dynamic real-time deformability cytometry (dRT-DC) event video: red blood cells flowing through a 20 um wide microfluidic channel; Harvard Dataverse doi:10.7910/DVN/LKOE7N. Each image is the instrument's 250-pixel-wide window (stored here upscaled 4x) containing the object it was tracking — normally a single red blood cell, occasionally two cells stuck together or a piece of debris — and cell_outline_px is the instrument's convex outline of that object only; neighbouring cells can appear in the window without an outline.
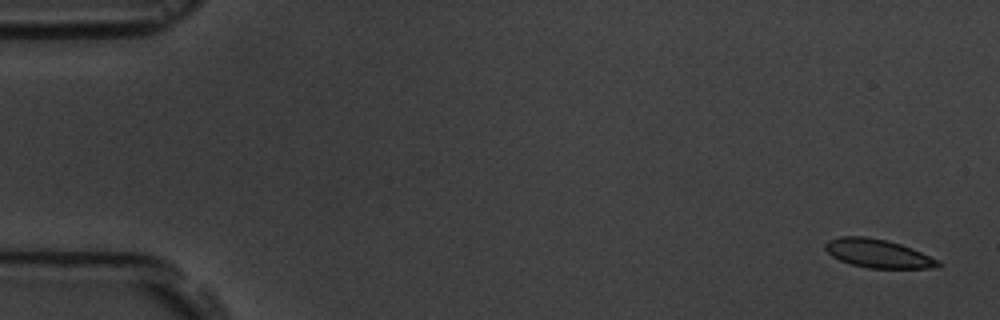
{"species": "common noctule bat (a hibernating species)", "species_latin": "Nyctalus noctula", "temperature_condition": "room temperature", "stored_images_in_passage": 8, "camera_frame_rate_fps": 3000, "um_per_image_px": 0.085, "animal": {"sex": "male", "body_mass_g": 19.5, "forearm_length_mm": 54.6}, "frame": {"image": 1, "passage_image": 1, "time_ms": 0.0, "image_size_px": [1000, 320], "cell_outline_px": [[940, 264], [936, 268], [868, 268], [852, 264], [840, 260], [832, 256], [824, 248], [824, 244], [828, 240], [840, 236], [864, 236], [888, 240], [912, 248], [940, 260]], "centroid_in_image_um": [74.63, 21.54], "position_along_channel_um": 10.4, "area_um2": 18.79}}
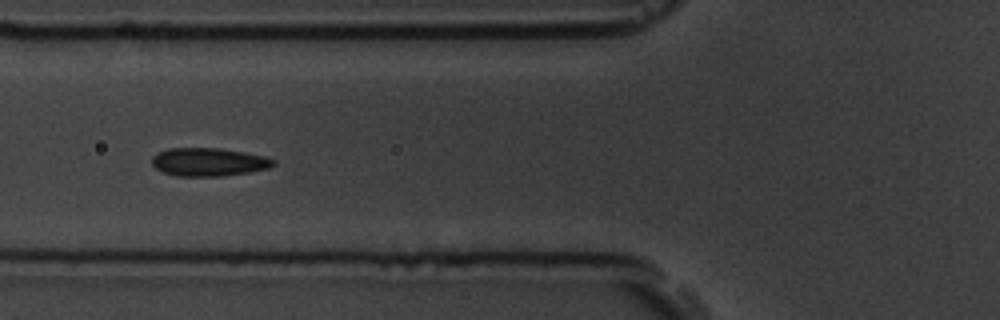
{"frame": {"image": 2, "passage_image": 6, "time_ms": 6.667, "image_size_px": [1000, 320], "cell_outline_px": [[276, 164], [268, 168], [248, 172], [220, 176], [176, 176], [164, 172], [156, 168], [152, 164], [152, 156], [168, 148], [216, 148], [244, 152], [264, 156], [276, 160]], "centroid_in_image_um": [17.74, 13.77], "position_along_channel_um": 108.1, "area_um2": 19.83}}
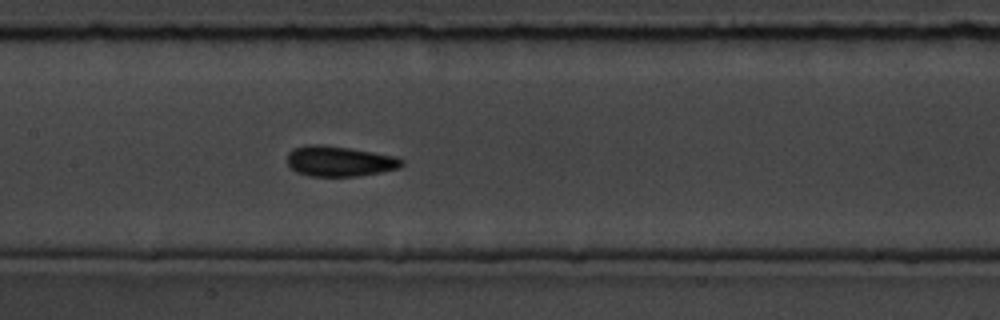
{"frame": {"image": 3, "passage_image": 8, "time_ms": 8.667, "image_size_px": [1000, 320], "cell_outline_px": [[404, 164], [400, 168], [360, 176], [308, 176], [296, 172], [288, 164], [288, 152], [292, 148], [308, 144], [324, 144], [396, 156], [404, 160]], "centroid_in_image_um": [28.85, 13.7], "position_along_channel_um": 178.5, "area_um2": 20.4}}